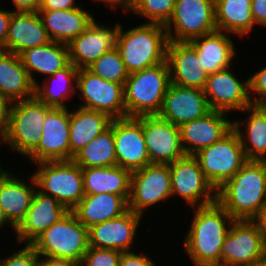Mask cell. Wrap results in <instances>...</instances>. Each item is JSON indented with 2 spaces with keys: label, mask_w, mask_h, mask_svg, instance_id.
<instances>
[{
  "label": "cell",
  "mask_w": 266,
  "mask_h": 266,
  "mask_svg": "<svg viewBox=\"0 0 266 266\" xmlns=\"http://www.w3.org/2000/svg\"><path fill=\"white\" fill-rule=\"evenodd\" d=\"M70 211L51 195L36 188L31 207L25 218L14 229L18 244H31L46 229L60 221Z\"/></svg>",
  "instance_id": "cell-19"
},
{
  "label": "cell",
  "mask_w": 266,
  "mask_h": 266,
  "mask_svg": "<svg viewBox=\"0 0 266 266\" xmlns=\"http://www.w3.org/2000/svg\"><path fill=\"white\" fill-rule=\"evenodd\" d=\"M39 255L31 244H25L20 250L8 257L0 258V266H38Z\"/></svg>",
  "instance_id": "cell-40"
},
{
  "label": "cell",
  "mask_w": 266,
  "mask_h": 266,
  "mask_svg": "<svg viewBox=\"0 0 266 266\" xmlns=\"http://www.w3.org/2000/svg\"><path fill=\"white\" fill-rule=\"evenodd\" d=\"M215 24L218 31L247 36L255 27L251 0H215Z\"/></svg>",
  "instance_id": "cell-35"
},
{
  "label": "cell",
  "mask_w": 266,
  "mask_h": 266,
  "mask_svg": "<svg viewBox=\"0 0 266 266\" xmlns=\"http://www.w3.org/2000/svg\"><path fill=\"white\" fill-rule=\"evenodd\" d=\"M217 202L234 220L251 221L266 204V161L248 160L217 190Z\"/></svg>",
  "instance_id": "cell-2"
},
{
  "label": "cell",
  "mask_w": 266,
  "mask_h": 266,
  "mask_svg": "<svg viewBox=\"0 0 266 266\" xmlns=\"http://www.w3.org/2000/svg\"><path fill=\"white\" fill-rule=\"evenodd\" d=\"M131 171L119 166L82 168L85 195L110 193L130 197Z\"/></svg>",
  "instance_id": "cell-31"
},
{
  "label": "cell",
  "mask_w": 266,
  "mask_h": 266,
  "mask_svg": "<svg viewBox=\"0 0 266 266\" xmlns=\"http://www.w3.org/2000/svg\"><path fill=\"white\" fill-rule=\"evenodd\" d=\"M210 111L204 90L170 83L158 116L180 126L199 119Z\"/></svg>",
  "instance_id": "cell-20"
},
{
  "label": "cell",
  "mask_w": 266,
  "mask_h": 266,
  "mask_svg": "<svg viewBox=\"0 0 266 266\" xmlns=\"http://www.w3.org/2000/svg\"><path fill=\"white\" fill-rule=\"evenodd\" d=\"M251 12L255 25L266 27V0H251Z\"/></svg>",
  "instance_id": "cell-45"
},
{
  "label": "cell",
  "mask_w": 266,
  "mask_h": 266,
  "mask_svg": "<svg viewBox=\"0 0 266 266\" xmlns=\"http://www.w3.org/2000/svg\"><path fill=\"white\" fill-rule=\"evenodd\" d=\"M19 56L34 85L38 82L36 72L46 77L52 76L57 70L65 68L70 63L67 44L54 41L27 49Z\"/></svg>",
  "instance_id": "cell-33"
},
{
  "label": "cell",
  "mask_w": 266,
  "mask_h": 266,
  "mask_svg": "<svg viewBox=\"0 0 266 266\" xmlns=\"http://www.w3.org/2000/svg\"><path fill=\"white\" fill-rule=\"evenodd\" d=\"M5 225V226H4ZM6 225H11L6 217L4 216L3 212L0 209V229L2 230V227H6Z\"/></svg>",
  "instance_id": "cell-51"
},
{
  "label": "cell",
  "mask_w": 266,
  "mask_h": 266,
  "mask_svg": "<svg viewBox=\"0 0 266 266\" xmlns=\"http://www.w3.org/2000/svg\"><path fill=\"white\" fill-rule=\"evenodd\" d=\"M0 94L12 102L35 95V85L18 54L0 52Z\"/></svg>",
  "instance_id": "cell-29"
},
{
  "label": "cell",
  "mask_w": 266,
  "mask_h": 266,
  "mask_svg": "<svg viewBox=\"0 0 266 266\" xmlns=\"http://www.w3.org/2000/svg\"><path fill=\"white\" fill-rule=\"evenodd\" d=\"M241 112H247L249 117H245L244 121L234 119L233 129L239 136L247 160L266 161L265 113L253 104ZM241 126H243V129L245 127L246 131L245 129L241 130Z\"/></svg>",
  "instance_id": "cell-32"
},
{
  "label": "cell",
  "mask_w": 266,
  "mask_h": 266,
  "mask_svg": "<svg viewBox=\"0 0 266 266\" xmlns=\"http://www.w3.org/2000/svg\"><path fill=\"white\" fill-rule=\"evenodd\" d=\"M94 22L67 46L70 62L77 68H88L108 50L117 47L120 23L112 28Z\"/></svg>",
  "instance_id": "cell-18"
},
{
  "label": "cell",
  "mask_w": 266,
  "mask_h": 266,
  "mask_svg": "<svg viewBox=\"0 0 266 266\" xmlns=\"http://www.w3.org/2000/svg\"><path fill=\"white\" fill-rule=\"evenodd\" d=\"M251 221L256 225L266 244V204L258 211Z\"/></svg>",
  "instance_id": "cell-49"
},
{
  "label": "cell",
  "mask_w": 266,
  "mask_h": 266,
  "mask_svg": "<svg viewBox=\"0 0 266 266\" xmlns=\"http://www.w3.org/2000/svg\"><path fill=\"white\" fill-rule=\"evenodd\" d=\"M142 217L128 210L117 218L93 225L88 228L89 247L132 251Z\"/></svg>",
  "instance_id": "cell-23"
},
{
  "label": "cell",
  "mask_w": 266,
  "mask_h": 266,
  "mask_svg": "<svg viewBox=\"0 0 266 266\" xmlns=\"http://www.w3.org/2000/svg\"><path fill=\"white\" fill-rule=\"evenodd\" d=\"M169 166L172 196L181 197L191 207L205 206L217 201V190L208 181L193 155H186Z\"/></svg>",
  "instance_id": "cell-12"
},
{
  "label": "cell",
  "mask_w": 266,
  "mask_h": 266,
  "mask_svg": "<svg viewBox=\"0 0 266 266\" xmlns=\"http://www.w3.org/2000/svg\"><path fill=\"white\" fill-rule=\"evenodd\" d=\"M237 77L233 67L208 75L204 94L211 110L234 113L252 105L248 78L243 81Z\"/></svg>",
  "instance_id": "cell-16"
},
{
  "label": "cell",
  "mask_w": 266,
  "mask_h": 266,
  "mask_svg": "<svg viewBox=\"0 0 266 266\" xmlns=\"http://www.w3.org/2000/svg\"><path fill=\"white\" fill-rule=\"evenodd\" d=\"M249 97L251 103L256 105L266 100V66L248 77ZM258 94L254 97V94ZM253 94V95H252Z\"/></svg>",
  "instance_id": "cell-41"
},
{
  "label": "cell",
  "mask_w": 266,
  "mask_h": 266,
  "mask_svg": "<svg viewBox=\"0 0 266 266\" xmlns=\"http://www.w3.org/2000/svg\"><path fill=\"white\" fill-rule=\"evenodd\" d=\"M193 156L216 190L248 161L239 136L233 128L220 140L199 150Z\"/></svg>",
  "instance_id": "cell-8"
},
{
  "label": "cell",
  "mask_w": 266,
  "mask_h": 266,
  "mask_svg": "<svg viewBox=\"0 0 266 266\" xmlns=\"http://www.w3.org/2000/svg\"><path fill=\"white\" fill-rule=\"evenodd\" d=\"M142 131L150 163L171 164L186 156L176 126L158 115L142 116Z\"/></svg>",
  "instance_id": "cell-14"
},
{
  "label": "cell",
  "mask_w": 266,
  "mask_h": 266,
  "mask_svg": "<svg viewBox=\"0 0 266 266\" xmlns=\"http://www.w3.org/2000/svg\"><path fill=\"white\" fill-rule=\"evenodd\" d=\"M38 266H80V264L68 259L39 256Z\"/></svg>",
  "instance_id": "cell-47"
},
{
  "label": "cell",
  "mask_w": 266,
  "mask_h": 266,
  "mask_svg": "<svg viewBox=\"0 0 266 266\" xmlns=\"http://www.w3.org/2000/svg\"><path fill=\"white\" fill-rule=\"evenodd\" d=\"M52 42L37 11H13L6 37V51H23Z\"/></svg>",
  "instance_id": "cell-24"
},
{
  "label": "cell",
  "mask_w": 266,
  "mask_h": 266,
  "mask_svg": "<svg viewBox=\"0 0 266 266\" xmlns=\"http://www.w3.org/2000/svg\"><path fill=\"white\" fill-rule=\"evenodd\" d=\"M30 183L24 178L18 179L9 171L0 179V209L15 229L27 215L36 192V183L33 175Z\"/></svg>",
  "instance_id": "cell-25"
},
{
  "label": "cell",
  "mask_w": 266,
  "mask_h": 266,
  "mask_svg": "<svg viewBox=\"0 0 266 266\" xmlns=\"http://www.w3.org/2000/svg\"><path fill=\"white\" fill-rule=\"evenodd\" d=\"M195 215L184 236V250L195 266H221V247L235 221L215 201L192 207Z\"/></svg>",
  "instance_id": "cell-1"
},
{
  "label": "cell",
  "mask_w": 266,
  "mask_h": 266,
  "mask_svg": "<svg viewBox=\"0 0 266 266\" xmlns=\"http://www.w3.org/2000/svg\"><path fill=\"white\" fill-rule=\"evenodd\" d=\"M166 61L170 83L204 90L208 74L201 65L195 47L189 41H168Z\"/></svg>",
  "instance_id": "cell-21"
},
{
  "label": "cell",
  "mask_w": 266,
  "mask_h": 266,
  "mask_svg": "<svg viewBox=\"0 0 266 266\" xmlns=\"http://www.w3.org/2000/svg\"><path fill=\"white\" fill-rule=\"evenodd\" d=\"M51 108L44 121L38 147L27 157L31 162L70 160V109Z\"/></svg>",
  "instance_id": "cell-17"
},
{
  "label": "cell",
  "mask_w": 266,
  "mask_h": 266,
  "mask_svg": "<svg viewBox=\"0 0 266 266\" xmlns=\"http://www.w3.org/2000/svg\"><path fill=\"white\" fill-rule=\"evenodd\" d=\"M51 108L35 96L13 102L8 130L1 143L28 157L40 143L44 121Z\"/></svg>",
  "instance_id": "cell-6"
},
{
  "label": "cell",
  "mask_w": 266,
  "mask_h": 266,
  "mask_svg": "<svg viewBox=\"0 0 266 266\" xmlns=\"http://www.w3.org/2000/svg\"><path fill=\"white\" fill-rule=\"evenodd\" d=\"M32 172L36 188L54 197L71 211L84 197L82 167L73 160L43 161L35 163Z\"/></svg>",
  "instance_id": "cell-5"
},
{
  "label": "cell",
  "mask_w": 266,
  "mask_h": 266,
  "mask_svg": "<svg viewBox=\"0 0 266 266\" xmlns=\"http://www.w3.org/2000/svg\"><path fill=\"white\" fill-rule=\"evenodd\" d=\"M31 245L39 256L68 259L81 264L89 248L88 229L70 211Z\"/></svg>",
  "instance_id": "cell-7"
},
{
  "label": "cell",
  "mask_w": 266,
  "mask_h": 266,
  "mask_svg": "<svg viewBox=\"0 0 266 266\" xmlns=\"http://www.w3.org/2000/svg\"><path fill=\"white\" fill-rule=\"evenodd\" d=\"M78 70L71 62L52 76L45 77L41 83L35 85V97L53 108H68L69 97H73L77 87ZM48 82V83H47ZM72 93V95H71Z\"/></svg>",
  "instance_id": "cell-34"
},
{
  "label": "cell",
  "mask_w": 266,
  "mask_h": 266,
  "mask_svg": "<svg viewBox=\"0 0 266 266\" xmlns=\"http://www.w3.org/2000/svg\"><path fill=\"white\" fill-rule=\"evenodd\" d=\"M9 172L8 170H4V168H2V165H0V179L7 173Z\"/></svg>",
  "instance_id": "cell-53"
},
{
  "label": "cell",
  "mask_w": 266,
  "mask_h": 266,
  "mask_svg": "<svg viewBox=\"0 0 266 266\" xmlns=\"http://www.w3.org/2000/svg\"><path fill=\"white\" fill-rule=\"evenodd\" d=\"M230 35L216 30L189 41L195 47L201 65L208 75L232 66L236 49Z\"/></svg>",
  "instance_id": "cell-27"
},
{
  "label": "cell",
  "mask_w": 266,
  "mask_h": 266,
  "mask_svg": "<svg viewBox=\"0 0 266 266\" xmlns=\"http://www.w3.org/2000/svg\"><path fill=\"white\" fill-rule=\"evenodd\" d=\"M128 210V201L123 196L104 193L84 195L71 212L88 229L117 218Z\"/></svg>",
  "instance_id": "cell-28"
},
{
  "label": "cell",
  "mask_w": 266,
  "mask_h": 266,
  "mask_svg": "<svg viewBox=\"0 0 266 266\" xmlns=\"http://www.w3.org/2000/svg\"><path fill=\"white\" fill-rule=\"evenodd\" d=\"M117 166L131 172L151 164L142 131V116L112 119Z\"/></svg>",
  "instance_id": "cell-15"
},
{
  "label": "cell",
  "mask_w": 266,
  "mask_h": 266,
  "mask_svg": "<svg viewBox=\"0 0 266 266\" xmlns=\"http://www.w3.org/2000/svg\"><path fill=\"white\" fill-rule=\"evenodd\" d=\"M266 115V100L256 104Z\"/></svg>",
  "instance_id": "cell-52"
},
{
  "label": "cell",
  "mask_w": 266,
  "mask_h": 266,
  "mask_svg": "<svg viewBox=\"0 0 266 266\" xmlns=\"http://www.w3.org/2000/svg\"><path fill=\"white\" fill-rule=\"evenodd\" d=\"M12 104L10 99L0 94V140L5 137L8 130Z\"/></svg>",
  "instance_id": "cell-43"
},
{
  "label": "cell",
  "mask_w": 266,
  "mask_h": 266,
  "mask_svg": "<svg viewBox=\"0 0 266 266\" xmlns=\"http://www.w3.org/2000/svg\"><path fill=\"white\" fill-rule=\"evenodd\" d=\"M50 38L69 44L96 20L83 7L68 10L37 11Z\"/></svg>",
  "instance_id": "cell-26"
},
{
  "label": "cell",
  "mask_w": 266,
  "mask_h": 266,
  "mask_svg": "<svg viewBox=\"0 0 266 266\" xmlns=\"http://www.w3.org/2000/svg\"><path fill=\"white\" fill-rule=\"evenodd\" d=\"M266 244L252 221L235 220L221 247V266H259Z\"/></svg>",
  "instance_id": "cell-10"
},
{
  "label": "cell",
  "mask_w": 266,
  "mask_h": 266,
  "mask_svg": "<svg viewBox=\"0 0 266 266\" xmlns=\"http://www.w3.org/2000/svg\"><path fill=\"white\" fill-rule=\"evenodd\" d=\"M76 91L83 101L78 106L106 113L112 119L126 117L123 84L106 81L81 68L77 73Z\"/></svg>",
  "instance_id": "cell-13"
},
{
  "label": "cell",
  "mask_w": 266,
  "mask_h": 266,
  "mask_svg": "<svg viewBox=\"0 0 266 266\" xmlns=\"http://www.w3.org/2000/svg\"><path fill=\"white\" fill-rule=\"evenodd\" d=\"M73 161L82 168L116 166L114 132L111 127L81 149Z\"/></svg>",
  "instance_id": "cell-36"
},
{
  "label": "cell",
  "mask_w": 266,
  "mask_h": 266,
  "mask_svg": "<svg viewBox=\"0 0 266 266\" xmlns=\"http://www.w3.org/2000/svg\"><path fill=\"white\" fill-rule=\"evenodd\" d=\"M259 266H266V262L262 263V264H261V265H259Z\"/></svg>",
  "instance_id": "cell-54"
},
{
  "label": "cell",
  "mask_w": 266,
  "mask_h": 266,
  "mask_svg": "<svg viewBox=\"0 0 266 266\" xmlns=\"http://www.w3.org/2000/svg\"><path fill=\"white\" fill-rule=\"evenodd\" d=\"M12 12L13 9L5 10L0 8V52L6 51V37Z\"/></svg>",
  "instance_id": "cell-46"
},
{
  "label": "cell",
  "mask_w": 266,
  "mask_h": 266,
  "mask_svg": "<svg viewBox=\"0 0 266 266\" xmlns=\"http://www.w3.org/2000/svg\"><path fill=\"white\" fill-rule=\"evenodd\" d=\"M70 110V160L95 137L110 127L112 118L103 112L78 106Z\"/></svg>",
  "instance_id": "cell-30"
},
{
  "label": "cell",
  "mask_w": 266,
  "mask_h": 266,
  "mask_svg": "<svg viewBox=\"0 0 266 266\" xmlns=\"http://www.w3.org/2000/svg\"><path fill=\"white\" fill-rule=\"evenodd\" d=\"M172 197L169 164H148L131 173L128 208L144 215L145 210Z\"/></svg>",
  "instance_id": "cell-11"
},
{
  "label": "cell",
  "mask_w": 266,
  "mask_h": 266,
  "mask_svg": "<svg viewBox=\"0 0 266 266\" xmlns=\"http://www.w3.org/2000/svg\"><path fill=\"white\" fill-rule=\"evenodd\" d=\"M164 27L171 41H191L215 32V0H176L172 16Z\"/></svg>",
  "instance_id": "cell-9"
},
{
  "label": "cell",
  "mask_w": 266,
  "mask_h": 266,
  "mask_svg": "<svg viewBox=\"0 0 266 266\" xmlns=\"http://www.w3.org/2000/svg\"><path fill=\"white\" fill-rule=\"evenodd\" d=\"M99 3H105L106 7L110 6L111 9L116 10L117 6H121L124 12H132L135 8V5L137 3V0H94ZM130 10V11H129Z\"/></svg>",
  "instance_id": "cell-48"
},
{
  "label": "cell",
  "mask_w": 266,
  "mask_h": 266,
  "mask_svg": "<svg viewBox=\"0 0 266 266\" xmlns=\"http://www.w3.org/2000/svg\"><path fill=\"white\" fill-rule=\"evenodd\" d=\"M93 74L109 82L125 84L129 73L118 48L108 50L88 68Z\"/></svg>",
  "instance_id": "cell-37"
},
{
  "label": "cell",
  "mask_w": 266,
  "mask_h": 266,
  "mask_svg": "<svg viewBox=\"0 0 266 266\" xmlns=\"http://www.w3.org/2000/svg\"><path fill=\"white\" fill-rule=\"evenodd\" d=\"M80 7L76 0H40L38 11L68 10Z\"/></svg>",
  "instance_id": "cell-44"
},
{
  "label": "cell",
  "mask_w": 266,
  "mask_h": 266,
  "mask_svg": "<svg viewBox=\"0 0 266 266\" xmlns=\"http://www.w3.org/2000/svg\"><path fill=\"white\" fill-rule=\"evenodd\" d=\"M169 85L167 61L129 74L124 84L126 117L158 115Z\"/></svg>",
  "instance_id": "cell-4"
},
{
  "label": "cell",
  "mask_w": 266,
  "mask_h": 266,
  "mask_svg": "<svg viewBox=\"0 0 266 266\" xmlns=\"http://www.w3.org/2000/svg\"><path fill=\"white\" fill-rule=\"evenodd\" d=\"M121 255L115 249L89 247L80 266H119Z\"/></svg>",
  "instance_id": "cell-39"
},
{
  "label": "cell",
  "mask_w": 266,
  "mask_h": 266,
  "mask_svg": "<svg viewBox=\"0 0 266 266\" xmlns=\"http://www.w3.org/2000/svg\"><path fill=\"white\" fill-rule=\"evenodd\" d=\"M15 10L21 12L38 11L40 0H12Z\"/></svg>",
  "instance_id": "cell-50"
},
{
  "label": "cell",
  "mask_w": 266,
  "mask_h": 266,
  "mask_svg": "<svg viewBox=\"0 0 266 266\" xmlns=\"http://www.w3.org/2000/svg\"><path fill=\"white\" fill-rule=\"evenodd\" d=\"M167 32L162 24L142 23L128 30H120L117 48L129 74L166 61Z\"/></svg>",
  "instance_id": "cell-3"
},
{
  "label": "cell",
  "mask_w": 266,
  "mask_h": 266,
  "mask_svg": "<svg viewBox=\"0 0 266 266\" xmlns=\"http://www.w3.org/2000/svg\"><path fill=\"white\" fill-rule=\"evenodd\" d=\"M176 0H137L134 14H139L148 21L165 25L171 18Z\"/></svg>",
  "instance_id": "cell-38"
},
{
  "label": "cell",
  "mask_w": 266,
  "mask_h": 266,
  "mask_svg": "<svg viewBox=\"0 0 266 266\" xmlns=\"http://www.w3.org/2000/svg\"><path fill=\"white\" fill-rule=\"evenodd\" d=\"M227 114L211 110L199 119L180 125L181 143L185 154L194 155L224 137L233 128V120H229Z\"/></svg>",
  "instance_id": "cell-22"
},
{
  "label": "cell",
  "mask_w": 266,
  "mask_h": 266,
  "mask_svg": "<svg viewBox=\"0 0 266 266\" xmlns=\"http://www.w3.org/2000/svg\"><path fill=\"white\" fill-rule=\"evenodd\" d=\"M119 266H156L146 254H137L134 251L122 252Z\"/></svg>",
  "instance_id": "cell-42"
}]
</instances>
